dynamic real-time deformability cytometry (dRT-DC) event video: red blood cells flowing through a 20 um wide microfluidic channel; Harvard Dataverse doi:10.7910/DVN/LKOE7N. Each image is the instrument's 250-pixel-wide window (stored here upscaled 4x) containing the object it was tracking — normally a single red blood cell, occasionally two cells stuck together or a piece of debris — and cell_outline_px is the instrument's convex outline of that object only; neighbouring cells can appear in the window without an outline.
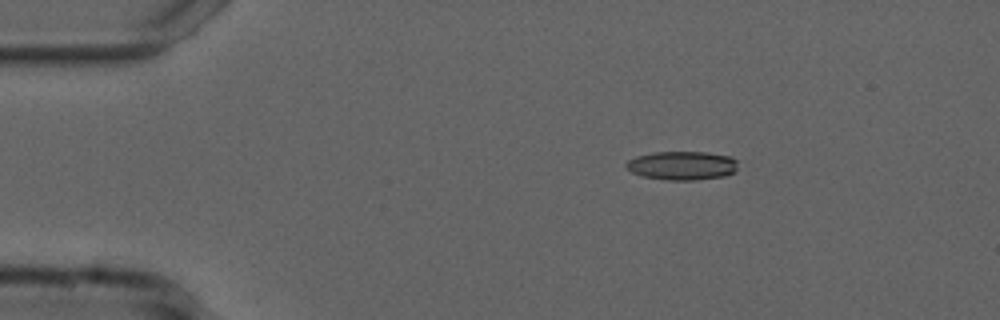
{"species": "common noctule bat (a hibernating species)", "species_latin": "Nyctalus noctula", "temperature_condition": "cold", "stored_images_in_passage": 46, "camera_frame_rate_fps": 3000, "um_per_image_px": 0.085, "animal": {"sex": "male", "forearm_length_mm": 52.5}, "frame": {"image": 1, "passage_image": 1, "time_ms": 0.0, "image_size_px": [1000, 320], "cell_outline_px": [[736, 172], [724, 176], [696, 180], [668, 180], [644, 176], [632, 172], [624, 164], [628, 160], [636, 156], [652, 152], [708, 152], [732, 156], [736, 160]], "centroid_in_image_um": [58.0, 14.06], "position_along_channel_um": 27.0, "area_um2": 18.79}}
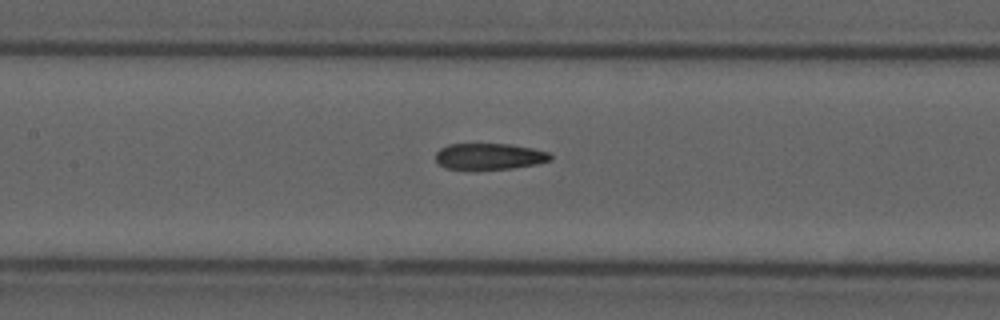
{"frame": {"image": 2, "passage_image": 17, "time_ms": 5.333, "image_size_px": [1000, 320], "cell_outline_px": [[552, 160], [536, 164], [512, 168], [448, 168], [440, 164], [436, 160], [436, 152], [440, 148], [448, 144], [508, 144], [532, 148], [548, 152], [552, 156]], "centroid_in_image_um": [41.62, 13.27], "position_along_channel_um": 165.8, "area_um2": 17.17}}
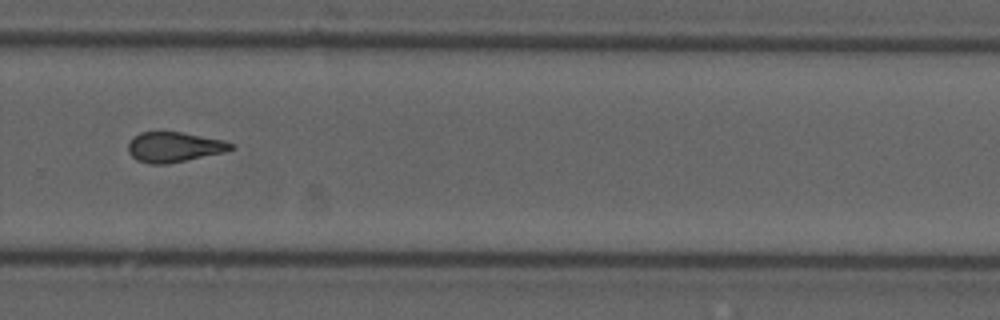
{"frame": {"image": 3, "passage_image": 29, "time_ms": 9.333, "image_size_px": [1000, 320], "cell_outline_px": [[236, 148], [224, 152], [168, 164], [148, 164], [136, 160], [128, 152], [128, 144], [132, 136], [140, 132], [180, 132], [224, 140], [236, 144]], "centroid_in_image_um": [14.8, 12.5], "position_along_channel_um": 315.0, "area_um2": 18.21}, "authors_computed_cell_mechanics": {"area_um2": 18.496, "velocity_mm_per_s": 3.7476, "shape_relaxation_time_tau1_ms": 10.8997, "shape_relaxation_time_tau2_ms": 3.0216, "deformation_change_tau1": 0.2374, "deformation_change_tau2": 0.1157}}